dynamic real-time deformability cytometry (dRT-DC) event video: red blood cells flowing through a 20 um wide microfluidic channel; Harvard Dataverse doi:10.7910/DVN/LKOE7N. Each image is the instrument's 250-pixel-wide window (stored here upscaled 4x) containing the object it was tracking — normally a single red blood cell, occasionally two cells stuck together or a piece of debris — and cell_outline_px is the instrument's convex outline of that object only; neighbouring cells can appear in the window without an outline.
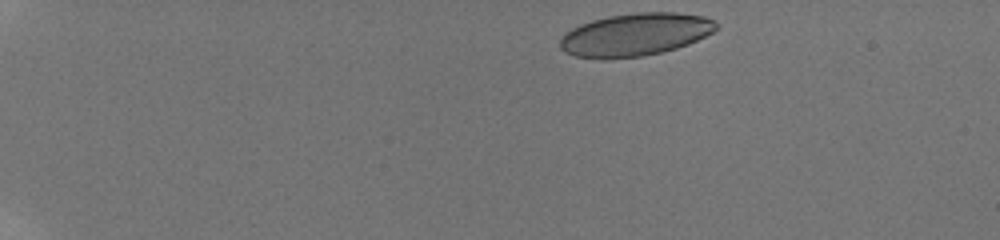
{"species": "human", "species_latin": "Homo sapiens", "temperature_condition": "room temperature", "stored_images_in_passage": 89, "camera_frame_rate_fps": 3000, "um_per_image_px": 0.085, "donor": {"sex": "male"}, "frame": {"image": 1, "passage_image": 1, "time_ms": 0.0, "image_size_px": [1000, 240], "cell_outline_px": [[720, 28], [688, 44], [676, 48], [644, 56], [576, 56], [564, 52], [560, 48], [560, 36], [572, 28], [580, 24], [592, 20], [608, 16], [636, 12], [676, 12], [704, 16], [716, 20]], "centroid_in_image_um": [54.04, 2.89], "position_along_channel_um": 31.0, "area_um2": 38.32}}
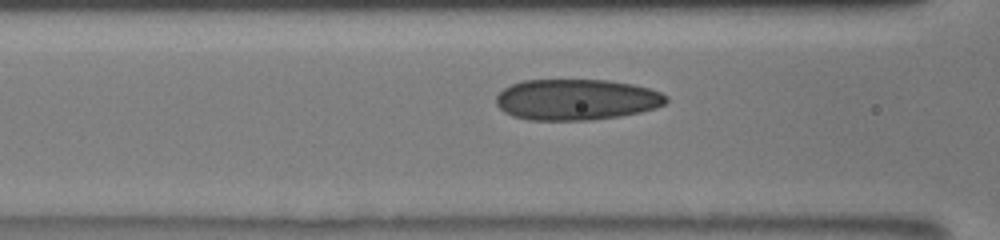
{"frame": {"image": 2, "passage_image": 42, "time_ms": 5.333, "image_size_px": [1000, 240], "cell_outline_px": [[668, 100], [664, 104], [656, 108], [640, 112], [620, 116], [592, 120], [528, 120], [512, 116], [504, 112], [496, 104], [496, 96], [504, 88], [512, 84], [524, 80], [608, 80], [632, 84], [648, 88], [660, 92], [668, 96]], "centroid_in_image_um": [48.99, 8.47], "position_along_channel_um": 117.6, "area_um2": 40.75}}
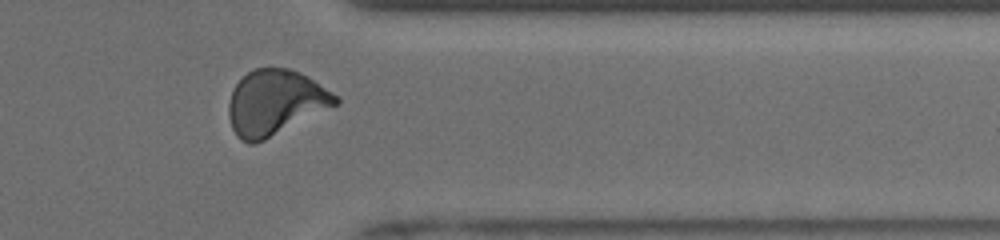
{"frame": {"image": 3, "passage_image": 76, "time_ms": 12.333, "image_size_px": [1000, 240], "cell_outline_px": [[340, 100], [336, 104], [256, 144], [248, 144], [240, 140], [236, 136], [232, 128], [228, 116], [228, 104], [232, 92], [236, 84], [252, 68], [288, 68], [300, 72], [308, 76], [340, 96]], "centroid_in_image_um": [23.37, 8.71], "position_along_channel_um": 388.0, "area_um2": 40.4}, "authors_computed_cell_mechanics": {"area_um2": 39.6508, "velocity_mm_per_s": 3.8928, "shape_relaxation_time_tau1_ms": 5.7221, "shape_relaxation_time_tau2_ms": 0.8943, "deformation_change_tau1": 0.1659, "deformation_change_tau2": 0.0726}}